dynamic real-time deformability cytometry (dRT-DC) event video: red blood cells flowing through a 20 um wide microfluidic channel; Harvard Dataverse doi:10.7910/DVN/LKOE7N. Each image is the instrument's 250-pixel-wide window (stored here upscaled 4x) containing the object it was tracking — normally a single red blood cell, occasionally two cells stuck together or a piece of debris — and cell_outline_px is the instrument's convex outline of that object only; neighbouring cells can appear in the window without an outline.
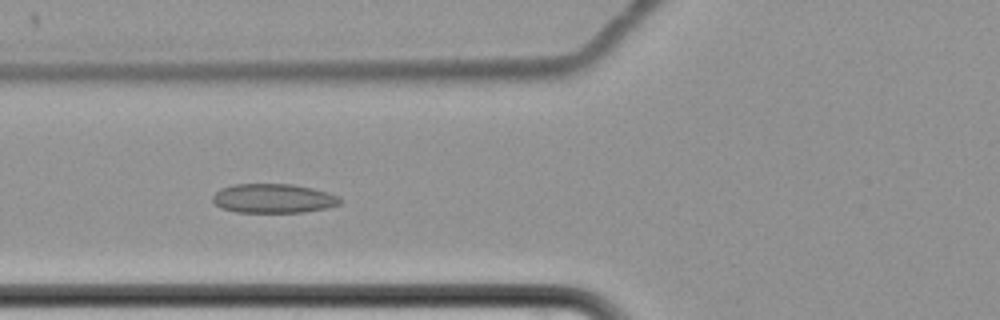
{"species": "common noctule bat (a hibernating species)", "species_latin": "Nyctalus noctula", "temperature_condition": "cold", "stored_images_in_passage": 11, "camera_frame_rate_fps": 3000, "um_per_image_px": 0.085, "animal": {"sex": "female", "body_mass_g": 22.7, "forearm_length_mm": 54.2}, "frame": {"image": 1, "passage_image": 8, "time_ms": 9.667, "image_size_px": [1000, 320], "cell_outline_px": [[340, 204], [328, 208], [304, 212], [236, 212], [220, 208], [212, 200], [212, 196], [220, 188], [232, 184], [292, 184], [312, 188], [328, 192], [340, 196]], "centroid_in_image_um": [23.23, 16.86], "position_along_channel_um": 102.6, "area_um2": 21.85}}
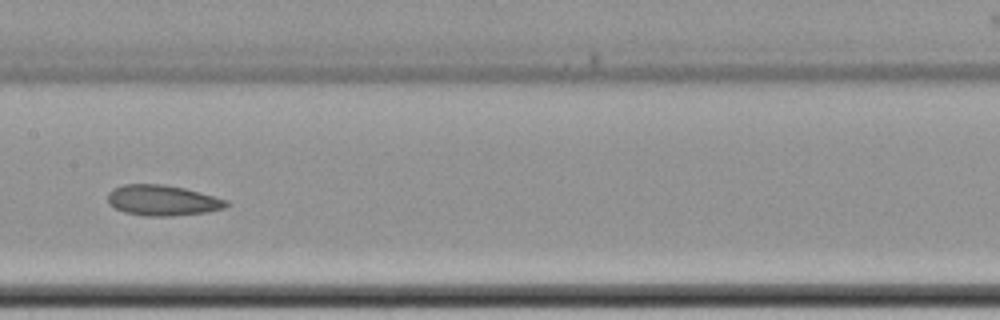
{"frame": {"image": 2, "passage_image": 10, "time_ms": 12.333, "image_size_px": [1000, 320], "cell_outline_px": [[232, 204], [228, 208], [204, 212], [172, 216], [148, 216], [124, 212], [108, 204], [108, 192], [112, 188], [124, 184], [164, 184], [184, 188], [228, 200]], "centroid_in_image_um": [13.83, 17.03], "position_along_channel_um": 193.6, "area_um2": 21.27}}
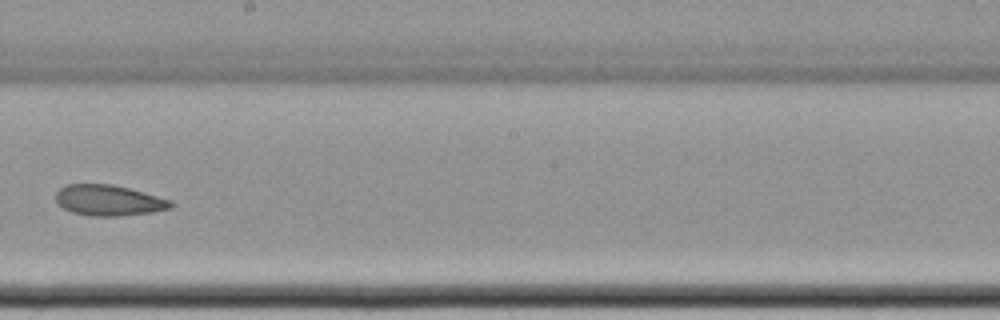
{"frame": {"image": 3, "passage_image": 11, "time_ms": 13.667, "image_size_px": [1000, 320], "cell_outline_px": [[176, 204], [172, 208], [152, 212], [120, 216], [92, 216], [72, 212], [56, 204], [56, 192], [60, 188], [68, 184], [112, 184], [128, 188], [172, 200]], "centroid_in_image_um": [9.26, 17.03], "position_along_channel_um": 238.9, "area_um2": 20.69}}